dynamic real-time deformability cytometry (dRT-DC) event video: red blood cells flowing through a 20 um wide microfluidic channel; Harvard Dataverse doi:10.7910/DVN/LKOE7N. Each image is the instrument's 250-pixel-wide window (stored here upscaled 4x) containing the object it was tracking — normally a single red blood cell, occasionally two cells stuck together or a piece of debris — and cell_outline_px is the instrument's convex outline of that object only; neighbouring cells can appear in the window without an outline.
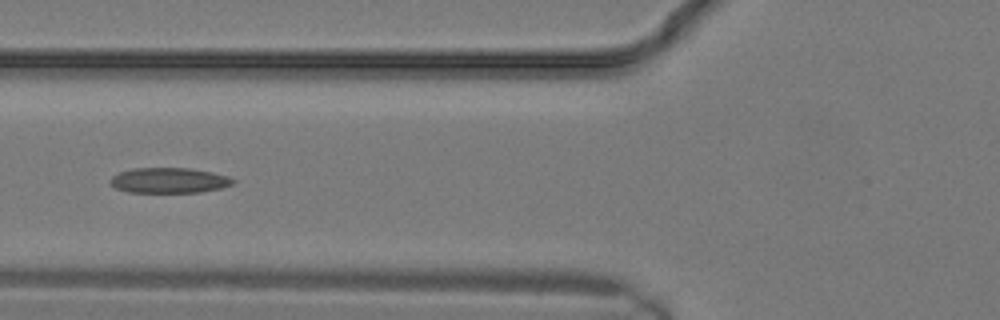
{"species": "common noctule bat (a hibernating species)", "species_latin": "Nyctalus noctula", "temperature_condition": "warm", "stored_images_in_passage": 6, "camera_frame_rate_fps": 3000, "um_per_image_px": 0.085, "animal": {"sex": "male", "body_mass_g": 19.2, "forearm_length_mm": 51.8}, "frame": {"image": 1, "passage_image": 5, "time_ms": 1.333, "image_size_px": [1000, 320], "cell_outline_px": [[236, 180], [232, 184], [220, 188], [200, 192], [128, 192], [116, 188], [108, 180], [112, 176], [120, 172], [132, 168], [188, 168], [212, 172], [228, 176]], "centroid_in_image_um": [14.36, 15.33], "position_along_channel_um": 111.4, "area_um2": 18.03}}